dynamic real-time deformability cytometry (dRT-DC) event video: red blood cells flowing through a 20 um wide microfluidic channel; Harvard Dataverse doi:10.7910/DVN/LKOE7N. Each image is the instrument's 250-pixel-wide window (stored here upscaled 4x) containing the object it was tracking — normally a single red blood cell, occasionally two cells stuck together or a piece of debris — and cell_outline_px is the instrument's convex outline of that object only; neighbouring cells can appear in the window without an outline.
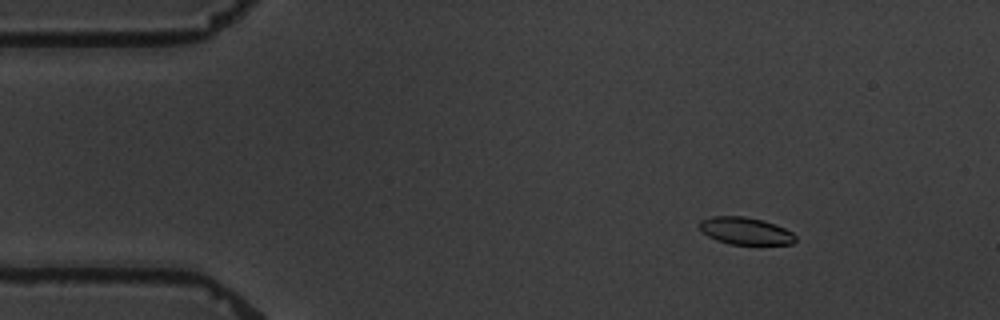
{"species": "common noctule bat (a hibernating species)", "species_latin": "Nyctalus noctula", "temperature_condition": "warm", "stored_images_in_passage": 7, "camera_frame_rate_fps": 3000, "um_per_image_px": 0.085, "animal": {"sex": "male", "body_mass_g": 19.5, "forearm_length_mm": 54.6}, "frame": {"image": 1, "passage_image": 3, "time_ms": 2.333, "image_size_px": [1000, 320], "cell_outline_px": [[796, 240], [792, 244], [728, 244], [716, 240], [708, 236], [700, 228], [700, 220], [712, 216], [744, 216], [764, 220], [776, 224], [792, 232], [796, 236]], "centroid_in_image_um": [63.38, 19.62], "position_along_channel_um": 21.6, "area_um2": 15.26}}
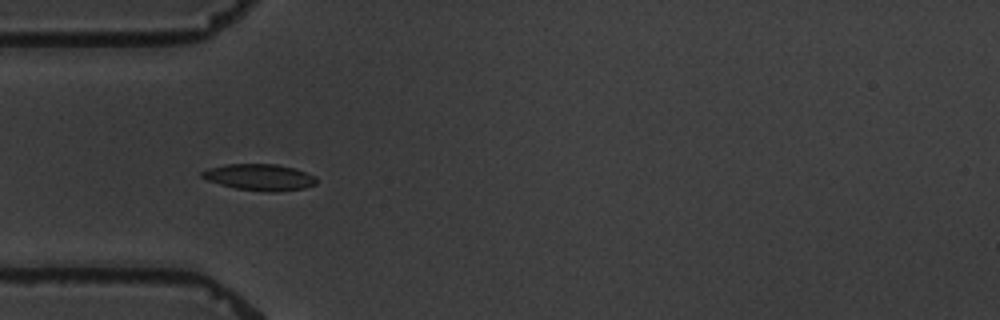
{"frame": {"image": 2, "passage_image": 6, "time_ms": 5.667, "image_size_px": [1000, 320], "cell_outline_px": [[316, 184], [304, 188], [276, 192], [268, 192], [236, 188], [220, 184], [208, 180], [200, 176], [200, 172], [208, 168], [224, 164], [276, 164], [292, 168], [316, 176]], "centroid_in_image_um": [22.04, 15.06], "position_along_channel_um": 63.0, "area_um2": 17.51}}
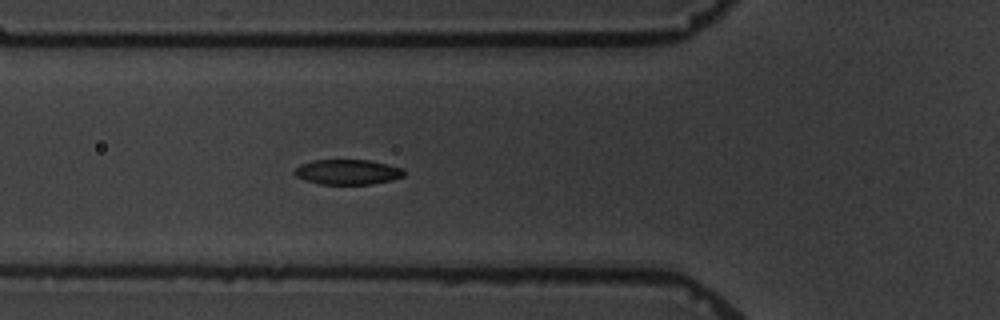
{"frame": {"image": 3, "passage_image": 7, "time_ms": 6.667, "image_size_px": [1000, 320], "cell_outline_px": [[404, 176], [392, 180], [372, 184], [320, 184], [304, 180], [296, 176], [292, 172], [300, 164], [312, 160], [368, 160], [388, 164], [404, 168]], "centroid_in_image_um": [29.54, 14.62], "position_along_channel_um": 96.3, "area_um2": 16.13}}